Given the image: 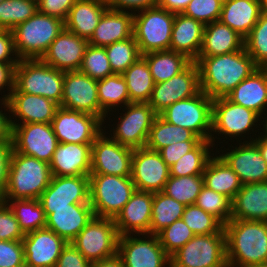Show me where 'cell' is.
Masks as SVG:
<instances>
[{
  "label": "cell",
  "mask_w": 267,
  "mask_h": 267,
  "mask_svg": "<svg viewBox=\"0 0 267 267\" xmlns=\"http://www.w3.org/2000/svg\"><path fill=\"white\" fill-rule=\"evenodd\" d=\"M200 88L212 99L226 97L259 67L243 47L236 52L198 57Z\"/></svg>",
  "instance_id": "obj_1"
},
{
  "label": "cell",
  "mask_w": 267,
  "mask_h": 267,
  "mask_svg": "<svg viewBox=\"0 0 267 267\" xmlns=\"http://www.w3.org/2000/svg\"><path fill=\"white\" fill-rule=\"evenodd\" d=\"M224 231L231 266L267 264V221L231 219Z\"/></svg>",
  "instance_id": "obj_2"
},
{
  "label": "cell",
  "mask_w": 267,
  "mask_h": 267,
  "mask_svg": "<svg viewBox=\"0 0 267 267\" xmlns=\"http://www.w3.org/2000/svg\"><path fill=\"white\" fill-rule=\"evenodd\" d=\"M51 178L48 162L13 151L2 200L39 199Z\"/></svg>",
  "instance_id": "obj_3"
},
{
  "label": "cell",
  "mask_w": 267,
  "mask_h": 267,
  "mask_svg": "<svg viewBox=\"0 0 267 267\" xmlns=\"http://www.w3.org/2000/svg\"><path fill=\"white\" fill-rule=\"evenodd\" d=\"M63 29V20L37 11L12 30L17 57L41 59Z\"/></svg>",
  "instance_id": "obj_4"
},
{
  "label": "cell",
  "mask_w": 267,
  "mask_h": 267,
  "mask_svg": "<svg viewBox=\"0 0 267 267\" xmlns=\"http://www.w3.org/2000/svg\"><path fill=\"white\" fill-rule=\"evenodd\" d=\"M64 71L44 63L41 59H23L15 67L14 89L43 96L57 103L62 101Z\"/></svg>",
  "instance_id": "obj_5"
},
{
  "label": "cell",
  "mask_w": 267,
  "mask_h": 267,
  "mask_svg": "<svg viewBox=\"0 0 267 267\" xmlns=\"http://www.w3.org/2000/svg\"><path fill=\"white\" fill-rule=\"evenodd\" d=\"M135 190L131 176L89 174V203L97 217L115 219Z\"/></svg>",
  "instance_id": "obj_6"
},
{
  "label": "cell",
  "mask_w": 267,
  "mask_h": 267,
  "mask_svg": "<svg viewBox=\"0 0 267 267\" xmlns=\"http://www.w3.org/2000/svg\"><path fill=\"white\" fill-rule=\"evenodd\" d=\"M137 13H133V36L140 54L170 50L175 13L158 6Z\"/></svg>",
  "instance_id": "obj_7"
},
{
  "label": "cell",
  "mask_w": 267,
  "mask_h": 267,
  "mask_svg": "<svg viewBox=\"0 0 267 267\" xmlns=\"http://www.w3.org/2000/svg\"><path fill=\"white\" fill-rule=\"evenodd\" d=\"M212 115L213 99L202 90L191 98L175 102L160 114L168 123L189 129L214 145Z\"/></svg>",
  "instance_id": "obj_8"
},
{
  "label": "cell",
  "mask_w": 267,
  "mask_h": 267,
  "mask_svg": "<svg viewBox=\"0 0 267 267\" xmlns=\"http://www.w3.org/2000/svg\"><path fill=\"white\" fill-rule=\"evenodd\" d=\"M118 240L114 219L94 216L71 243L93 263L117 254Z\"/></svg>",
  "instance_id": "obj_9"
},
{
  "label": "cell",
  "mask_w": 267,
  "mask_h": 267,
  "mask_svg": "<svg viewBox=\"0 0 267 267\" xmlns=\"http://www.w3.org/2000/svg\"><path fill=\"white\" fill-rule=\"evenodd\" d=\"M170 267H215L226 259L225 233L195 235L170 257Z\"/></svg>",
  "instance_id": "obj_10"
},
{
  "label": "cell",
  "mask_w": 267,
  "mask_h": 267,
  "mask_svg": "<svg viewBox=\"0 0 267 267\" xmlns=\"http://www.w3.org/2000/svg\"><path fill=\"white\" fill-rule=\"evenodd\" d=\"M51 125L59 143L93 144L104 131L99 117L60 106Z\"/></svg>",
  "instance_id": "obj_11"
},
{
  "label": "cell",
  "mask_w": 267,
  "mask_h": 267,
  "mask_svg": "<svg viewBox=\"0 0 267 267\" xmlns=\"http://www.w3.org/2000/svg\"><path fill=\"white\" fill-rule=\"evenodd\" d=\"M134 236L133 234L119 236L117 254L125 267L171 266L170 256L161 246L158 235L134 234Z\"/></svg>",
  "instance_id": "obj_12"
},
{
  "label": "cell",
  "mask_w": 267,
  "mask_h": 267,
  "mask_svg": "<svg viewBox=\"0 0 267 267\" xmlns=\"http://www.w3.org/2000/svg\"><path fill=\"white\" fill-rule=\"evenodd\" d=\"M126 110V111H124ZM111 139L130 148H144L157 114L148 103L132 102L122 109Z\"/></svg>",
  "instance_id": "obj_13"
},
{
  "label": "cell",
  "mask_w": 267,
  "mask_h": 267,
  "mask_svg": "<svg viewBox=\"0 0 267 267\" xmlns=\"http://www.w3.org/2000/svg\"><path fill=\"white\" fill-rule=\"evenodd\" d=\"M13 150L50 163L59 144L51 123L11 124Z\"/></svg>",
  "instance_id": "obj_14"
},
{
  "label": "cell",
  "mask_w": 267,
  "mask_h": 267,
  "mask_svg": "<svg viewBox=\"0 0 267 267\" xmlns=\"http://www.w3.org/2000/svg\"><path fill=\"white\" fill-rule=\"evenodd\" d=\"M200 91L199 68L196 62H191L183 71L171 79L155 83L147 103L157 115H160L170 105L191 98Z\"/></svg>",
  "instance_id": "obj_15"
},
{
  "label": "cell",
  "mask_w": 267,
  "mask_h": 267,
  "mask_svg": "<svg viewBox=\"0 0 267 267\" xmlns=\"http://www.w3.org/2000/svg\"><path fill=\"white\" fill-rule=\"evenodd\" d=\"M60 107L99 117L104 123L106 113L100 108L97 80L80 71H65Z\"/></svg>",
  "instance_id": "obj_16"
},
{
  "label": "cell",
  "mask_w": 267,
  "mask_h": 267,
  "mask_svg": "<svg viewBox=\"0 0 267 267\" xmlns=\"http://www.w3.org/2000/svg\"><path fill=\"white\" fill-rule=\"evenodd\" d=\"M105 135L103 131L92 144L90 174L131 176L134 149Z\"/></svg>",
  "instance_id": "obj_17"
},
{
  "label": "cell",
  "mask_w": 267,
  "mask_h": 267,
  "mask_svg": "<svg viewBox=\"0 0 267 267\" xmlns=\"http://www.w3.org/2000/svg\"><path fill=\"white\" fill-rule=\"evenodd\" d=\"M259 115L246 107L235 104L227 97H219L213 99V115H212V132L219 136L227 137H245L243 134L254 133L257 126ZM227 136V137H226Z\"/></svg>",
  "instance_id": "obj_18"
},
{
  "label": "cell",
  "mask_w": 267,
  "mask_h": 267,
  "mask_svg": "<svg viewBox=\"0 0 267 267\" xmlns=\"http://www.w3.org/2000/svg\"><path fill=\"white\" fill-rule=\"evenodd\" d=\"M170 177V167L162 160L158 151L146 147L134 149L131 178L136 190L163 192Z\"/></svg>",
  "instance_id": "obj_19"
},
{
  "label": "cell",
  "mask_w": 267,
  "mask_h": 267,
  "mask_svg": "<svg viewBox=\"0 0 267 267\" xmlns=\"http://www.w3.org/2000/svg\"><path fill=\"white\" fill-rule=\"evenodd\" d=\"M39 201L43 208H71V204L89 203V175L52 176Z\"/></svg>",
  "instance_id": "obj_20"
},
{
  "label": "cell",
  "mask_w": 267,
  "mask_h": 267,
  "mask_svg": "<svg viewBox=\"0 0 267 267\" xmlns=\"http://www.w3.org/2000/svg\"><path fill=\"white\" fill-rule=\"evenodd\" d=\"M220 157L239 176L242 184L267 181V163L254 141L239 140V147L227 149ZM231 150V151H230Z\"/></svg>",
  "instance_id": "obj_21"
},
{
  "label": "cell",
  "mask_w": 267,
  "mask_h": 267,
  "mask_svg": "<svg viewBox=\"0 0 267 267\" xmlns=\"http://www.w3.org/2000/svg\"><path fill=\"white\" fill-rule=\"evenodd\" d=\"M22 243L25 264L30 267H55L62 248L67 244L47 228L26 233Z\"/></svg>",
  "instance_id": "obj_22"
},
{
  "label": "cell",
  "mask_w": 267,
  "mask_h": 267,
  "mask_svg": "<svg viewBox=\"0 0 267 267\" xmlns=\"http://www.w3.org/2000/svg\"><path fill=\"white\" fill-rule=\"evenodd\" d=\"M89 42L67 29L49 45L41 60L61 71H79Z\"/></svg>",
  "instance_id": "obj_23"
},
{
  "label": "cell",
  "mask_w": 267,
  "mask_h": 267,
  "mask_svg": "<svg viewBox=\"0 0 267 267\" xmlns=\"http://www.w3.org/2000/svg\"><path fill=\"white\" fill-rule=\"evenodd\" d=\"M43 210L46 216L45 228L55 232L67 243H70L95 216L90 203L71 204V208Z\"/></svg>",
  "instance_id": "obj_24"
},
{
  "label": "cell",
  "mask_w": 267,
  "mask_h": 267,
  "mask_svg": "<svg viewBox=\"0 0 267 267\" xmlns=\"http://www.w3.org/2000/svg\"><path fill=\"white\" fill-rule=\"evenodd\" d=\"M153 193L135 190L114 219L119 236L150 234Z\"/></svg>",
  "instance_id": "obj_25"
},
{
  "label": "cell",
  "mask_w": 267,
  "mask_h": 267,
  "mask_svg": "<svg viewBox=\"0 0 267 267\" xmlns=\"http://www.w3.org/2000/svg\"><path fill=\"white\" fill-rule=\"evenodd\" d=\"M7 103L9 113L15 117L10 119L11 124H19V121L20 124L51 123L59 107L57 103L43 96L23 92H11Z\"/></svg>",
  "instance_id": "obj_26"
},
{
  "label": "cell",
  "mask_w": 267,
  "mask_h": 267,
  "mask_svg": "<svg viewBox=\"0 0 267 267\" xmlns=\"http://www.w3.org/2000/svg\"><path fill=\"white\" fill-rule=\"evenodd\" d=\"M92 144L59 143L49 163L52 176H82L91 171Z\"/></svg>",
  "instance_id": "obj_27"
},
{
  "label": "cell",
  "mask_w": 267,
  "mask_h": 267,
  "mask_svg": "<svg viewBox=\"0 0 267 267\" xmlns=\"http://www.w3.org/2000/svg\"><path fill=\"white\" fill-rule=\"evenodd\" d=\"M231 219L267 221V181L242 185L232 200Z\"/></svg>",
  "instance_id": "obj_28"
},
{
  "label": "cell",
  "mask_w": 267,
  "mask_h": 267,
  "mask_svg": "<svg viewBox=\"0 0 267 267\" xmlns=\"http://www.w3.org/2000/svg\"><path fill=\"white\" fill-rule=\"evenodd\" d=\"M230 101L256 112L261 119L267 110V68H258L227 96Z\"/></svg>",
  "instance_id": "obj_29"
},
{
  "label": "cell",
  "mask_w": 267,
  "mask_h": 267,
  "mask_svg": "<svg viewBox=\"0 0 267 267\" xmlns=\"http://www.w3.org/2000/svg\"><path fill=\"white\" fill-rule=\"evenodd\" d=\"M205 25L182 13H175L170 50L195 62L202 46Z\"/></svg>",
  "instance_id": "obj_30"
},
{
  "label": "cell",
  "mask_w": 267,
  "mask_h": 267,
  "mask_svg": "<svg viewBox=\"0 0 267 267\" xmlns=\"http://www.w3.org/2000/svg\"><path fill=\"white\" fill-rule=\"evenodd\" d=\"M133 36V13L107 9L88 40L92 46L106 47Z\"/></svg>",
  "instance_id": "obj_31"
},
{
  "label": "cell",
  "mask_w": 267,
  "mask_h": 267,
  "mask_svg": "<svg viewBox=\"0 0 267 267\" xmlns=\"http://www.w3.org/2000/svg\"><path fill=\"white\" fill-rule=\"evenodd\" d=\"M107 9L105 0H76L64 21L65 29L89 40Z\"/></svg>",
  "instance_id": "obj_32"
},
{
  "label": "cell",
  "mask_w": 267,
  "mask_h": 267,
  "mask_svg": "<svg viewBox=\"0 0 267 267\" xmlns=\"http://www.w3.org/2000/svg\"><path fill=\"white\" fill-rule=\"evenodd\" d=\"M260 0H230L222 4L219 21L245 39L260 18Z\"/></svg>",
  "instance_id": "obj_33"
},
{
  "label": "cell",
  "mask_w": 267,
  "mask_h": 267,
  "mask_svg": "<svg viewBox=\"0 0 267 267\" xmlns=\"http://www.w3.org/2000/svg\"><path fill=\"white\" fill-rule=\"evenodd\" d=\"M244 39L221 21L206 24L198 57H212L241 50Z\"/></svg>",
  "instance_id": "obj_34"
},
{
  "label": "cell",
  "mask_w": 267,
  "mask_h": 267,
  "mask_svg": "<svg viewBox=\"0 0 267 267\" xmlns=\"http://www.w3.org/2000/svg\"><path fill=\"white\" fill-rule=\"evenodd\" d=\"M204 186L233 200L241 189L239 176L220 157H211L203 172Z\"/></svg>",
  "instance_id": "obj_35"
},
{
  "label": "cell",
  "mask_w": 267,
  "mask_h": 267,
  "mask_svg": "<svg viewBox=\"0 0 267 267\" xmlns=\"http://www.w3.org/2000/svg\"><path fill=\"white\" fill-rule=\"evenodd\" d=\"M142 56L147 61L154 83L171 79L192 62L185 55L172 50L153 51Z\"/></svg>",
  "instance_id": "obj_36"
},
{
  "label": "cell",
  "mask_w": 267,
  "mask_h": 267,
  "mask_svg": "<svg viewBox=\"0 0 267 267\" xmlns=\"http://www.w3.org/2000/svg\"><path fill=\"white\" fill-rule=\"evenodd\" d=\"M182 141H202V139L191 130L170 124L160 115H157L145 147L149 150L159 151L169 144Z\"/></svg>",
  "instance_id": "obj_37"
},
{
  "label": "cell",
  "mask_w": 267,
  "mask_h": 267,
  "mask_svg": "<svg viewBox=\"0 0 267 267\" xmlns=\"http://www.w3.org/2000/svg\"><path fill=\"white\" fill-rule=\"evenodd\" d=\"M131 102L147 103L154 88V81L147 61L140 56L124 73Z\"/></svg>",
  "instance_id": "obj_38"
},
{
  "label": "cell",
  "mask_w": 267,
  "mask_h": 267,
  "mask_svg": "<svg viewBox=\"0 0 267 267\" xmlns=\"http://www.w3.org/2000/svg\"><path fill=\"white\" fill-rule=\"evenodd\" d=\"M98 98L100 108L107 114L115 107L124 108L132 103L128 93L127 83L122 74H113L104 79L97 80Z\"/></svg>",
  "instance_id": "obj_39"
},
{
  "label": "cell",
  "mask_w": 267,
  "mask_h": 267,
  "mask_svg": "<svg viewBox=\"0 0 267 267\" xmlns=\"http://www.w3.org/2000/svg\"><path fill=\"white\" fill-rule=\"evenodd\" d=\"M185 205L163 192L153 193L150 234L157 235L174 221L182 219Z\"/></svg>",
  "instance_id": "obj_40"
},
{
  "label": "cell",
  "mask_w": 267,
  "mask_h": 267,
  "mask_svg": "<svg viewBox=\"0 0 267 267\" xmlns=\"http://www.w3.org/2000/svg\"><path fill=\"white\" fill-rule=\"evenodd\" d=\"M2 201L8 203L9 207L14 212L19 227L24 234L45 228L46 216L39 199H14Z\"/></svg>",
  "instance_id": "obj_41"
},
{
  "label": "cell",
  "mask_w": 267,
  "mask_h": 267,
  "mask_svg": "<svg viewBox=\"0 0 267 267\" xmlns=\"http://www.w3.org/2000/svg\"><path fill=\"white\" fill-rule=\"evenodd\" d=\"M210 149L214 152L211 141L202 140L193 150L183 155L170 166V176L203 175L205 167L212 157Z\"/></svg>",
  "instance_id": "obj_42"
},
{
  "label": "cell",
  "mask_w": 267,
  "mask_h": 267,
  "mask_svg": "<svg viewBox=\"0 0 267 267\" xmlns=\"http://www.w3.org/2000/svg\"><path fill=\"white\" fill-rule=\"evenodd\" d=\"M203 186V175L170 176L163 193L187 206L195 204Z\"/></svg>",
  "instance_id": "obj_43"
},
{
  "label": "cell",
  "mask_w": 267,
  "mask_h": 267,
  "mask_svg": "<svg viewBox=\"0 0 267 267\" xmlns=\"http://www.w3.org/2000/svg\"><path fill=\"white\" fill-rule=\"evenodd\" d=\"M37 11V0H4L0 3V28L13 30Z\"/></svg>",
  "instance_id": "obj_44"
},
{
  "label": "cell",
  "mask_w": 267,
  "mask_h": 267,
  "mask_svg": "<svg viewBox=\"0 0 267 267\" xmlns=\"http://www.w3.org/2000/svg\"><path fill=\"white\" fill-rule=\"evenodd\" d=\"M113 73H124L140 56L134 36L104 47Z\"/></svg>",
  "instance_id": "obj_45"
},
{
  "label": "cell",
  "mask_w": 267,
  "mask_h": 267,
  "mask_svg": "<svg viewBox=\"0 0 267 267\" xmlns=\"http://www.w3.org/2000/svg\"><path fill=\"white\" fill-rule=\"evenodd\" d=\"M244 48L255 64L267 68V14L261 13L256 25L244 39Z\"/></svg>",
  "instance_id": "obj_46"
},
{
  "label": "cell",
  "mask_w": 267,
  "mask_h": 267,
  "mask_svg": "<svg viewBox=\"0 0 267 267\" xmlns=\"http://www.w3.org/2000/svg\"><path fill=\"white\" fill-rule=\"evenodd\" d=\"M182 219L195 235L225 233L224 225L217 218L195 204L185 206Z\"/></svg>",
  "instance_id": "obj_47"
},
{
  "label": "cell",
  "mask_w": 267,
  "mask_h": 267,
  "mask_svg": "<svg viewBox=\"0 0 267 267\" xmlns=\"http://www.w3.org/2000/svg\"><path fill=\"white\" fill-rule=\"evenodd\" d=\"M195 205L205 212L213 215L223 225L231 220L232 200L225 195L219 194L206 186H203L198 195Z\"/></svg>",
  "instance_id": "obj_48"
},
{
  "label": "cell",
  "mask_w": 267,
  "mask_h": 267,
  "mask_svg": "<svg viewBox=\"0 0 267 267\" xmlns=\"http://www.w3.org/2000/svg\"><path fill=\"white\" fill-rule=\"evenodd\" d=\"M79 71L92 79L101 80L113 75L104 47L88 45Z\"/></svg>",
  "instance_id": "obj_49"
},
{
  "label": "cell",
  "mask_w": 267,
  "mask_h": 267,
  "mask_svg": "<svg viewBox=\"0 0 267 267\" xmlns=\"http://www.w3.org/2000/svg\"><path fill=\"white\" fill-rule=\"evenodd\" d=\"M157 235L161 246L170 257L195 236L183 219L174 221Z\"/></svg>",
  "instance_id": "obj_50"
},
{
  "label": "cell",
  "mask_w": 267,
  "mask_h": 267,
  "mask_svg": "<svg viewBox=\"0 0 267 267\" xmlns=\"http://www.w3.org/2000/svg\"><path fill=\"white\" fill-rule=\"evenodd\" d=\"M222 3L218 0H191L182 14L202 22L204 25L218 21Z\"/></svg>",
  "instance_id": "obj_51"
},
{
  "label": "cell",
  "mask_w": 267,
  "mask_h": 267,
  "mask_svg": "<svg viewBox=\"0 0 267 267\" xmlns=\"http://www.w3.org/2000/svg\"><path fill=\"white\" fill-rule=\"evenodd\" d=\"M25 234L19 227L15 214L8 203L0 202V240L22 241Z\"/></svg>",
  "instance_id": "obj_52"
},
{
  "label": "cell",
  "mask_w": 267,
  "mask_h": 267,
  "mask_svg": "<svg viewBox=\"0 0 267 267\" xmlns=\"http://www.w3.org/2000/svg\"><path fill=\"white\" fill-rule=\"evenodd\" d=\"M24 263L22 241L0 240V267H18Z\"/></svg>",
  "instance_id": "obj_53"
},
{
  "label": "cell",
  "mask_w": 267,
  "mask_h": 267,
  "mask_svg": "<svg viewBox=\"0 0 267 267\" xmlns=\"http://www.w3.org/2000/svg\"><path fill=\"white\" fill-rule=\"evenodd\" d=\"M76 0H37L38 11L63 21Z\"/></svg>",
  "instance_id": "obj_54"
},
{
  "label": "cell",
  "mask_w": 267,
  "mask_h": 267,
  "mask_svg": "<svg viewBox=\"0 0 267 267\" xmlns=\"http://www.w3.org/2000/svg\"><path fill=\"white\" fill-rule=\"evenodd\" d=\"M201 141H182L169 144L161 148L160 153L162 160L170 167L183 155L193 150Z\"/></svg>",
  "instance_id": "obj_55"
},
{
  "label": "cell",
  "mask_w": 267,
  "mask_h": 267,
  "mask_svg": "<svg viewBox=\"0 0 267 267\" xmlns=\"http://www.w3.org/2000/svg\"><path fill=\"white\" fill-rule=\"evenodd\" d=\"M55 267H91V263L68 242L62 248Z\"/></svg>",
  "instance_id": "obj_56"
},
{
  "label": "cell",
  "mask_w": 267,
  "mask_h": 267,
  "mask_svg": "<svg viewBox=\"0 0 267 267\" xmlns=\"http://www.w3.org/2000/svg\"><path fill=\"white\" fill-rule=\"evenodd\" d=\"M12 140L0 142V194L3 195L8 183L9 167L13 153Z\"/></svg>",
  "instance_id": "obj_57"
},
{
  "label": "cell",
  "mask_w": 267,
  "mask_h": 267,
  "mask_svg": "<svg viewBox=\"0 0 267 267\" xmlns=\"http://www.w3.org/2000/svg\"><path fill=\"white\" fill-rule=\"evenodd\" d=\"M13 56V57H12ZM15 56V57H14ZM12 30L0 31V63H19Z\"/></svg>",
  "instance_id": "obj_58"
},
{
  "label": "cell",
  "mask_w": 267,
  "mask_h": 267,
  "mask_svg": "<svg viewBox=\"0 0 267 267\" xmlns=\"http://www.w3.org/2000/svg\"><path fill=\"white\" fill-rule=\"evenodd\" d=\"M158 0H105L109 9L132 13L157 6Z\"/></svg>",
  "instance_id": "obj_59"
},
{
  "label": "cell",
  "mask_w": 267,
  "mask_h": 267,
  "mask_svg": "<svg viewBox=\"0 0 267 267\" xmlns=\"http://www.w3.org/2000/svg\"><path fill=\"white\" fill-rule=\"evenodd\" d=\"M18 63H0V91L4 86L9 92L3 95L2 100L7 101L10 97L11 91L14 89L15 67Z\"/></svg>",
  "instance_id": "obj_60"
},
{
  "label": "cell",
  "mask_w": 267,
  "mask_h": 267,
  "mask_svg": "<svg viewBox=\"0 0 267 267\" xmlns=\"http://www.w3.org/2000/svg\"><path fill=\"white\" fill-rule=\"evenodd\" d=\"M1 100V107L3 105V108L5 109L4 113L2 109H0V142H5L11 139V133H12V126H11V115L7 113L5 114L6 111L10 112L9 106L7 101Z\"/></svg>",
  "instance_id": "obj_61"
},
{
  "label": "cell",
  "mask_w": 267,
  "mask_h": 267,
  "mask_svg": "<svg viewBox=\"0 0 267 267\" xmlns=\"http://www.w3.org/2000/svg\"><path fill=\"white\" fill-rule=\"evenodd\" d=\"M191 0H158L157 6L173 13H182Z\"/></svg>",
  "instance_id": "obj_62"
},
{
  "label": "cell",
  "mask_w": 267,
  "mask_h": 267,
  "mask_svg": "<svg viewBox=\"0 0 267 267\" xmlns=\"http://www.w3.org/2000/svg\"><path fill=\"white\" fill-rule=\"evenodd\" d=\"M91 267H125V266L121 260V257L118 254H115L112 257L91 263Z\"/></svg>",
  "instance_id": "obj_63"
},
{
  "label": "cell",
  "mask_w": 267,
  "mask_h": 267,
  "mask_svg": "<svg viewBox=\"0 0 267 267\" xmlns=\"http://www.w3.org/2000/svg\"><path fill=\"white\" fill-rule=\"evenodd\" d=\"M250 138L251 139H249V137L247 136V139L249 141H254L257 144V146H258V148H259V150H260V152L262 154L263 159L267 163V140H262V139H259L257 137L256 138H254V137L252 138L251 136H250Z\"/></svg>",
  "instance_id": "obj_64"
},
{
  "label": "cell",
  "mask_w": 267,
  "mask_h": 267,
  "mask_svg": "<svg viewBox=\"0 0 267 267\" xmlns=\"http://www.w3.org/2000/svg\"><path fill=\"white\" fill-rule=\"evenodd\" d=\"M266 114L267 113L262 114L264 117L266 116L265 117V122H264V120L262 122L259 121V123H261V125H263V127L261 128L263 132H260V135H257V136H258L259 139H262V140H267V115ZM263 122H264V124H263Z\"/></svg>",
  "instance_id": "obj_65"
},
{
  "label": "cell",
  "mask_w": 267,
  "mask_h": 267,
  "mask_svg": "<svg viewBox=\"0 0 267 267\" xmlns=\"http://www.w3.org/2000/svg\"><path fill=\"white\" fill-rule=\"evenodd\" d=\"M261 2V11L267 14V0H260Z\"/></svg>",
  "instance_id": "obj_66"
},
{
  "label": "cell",
  "mask_w": 267,
  "mask_h": 267,
  "mask_svg": "<svg viewBox=\"0 0 267 267\" xmlns=\"http://www.w3.org/2000/svg\"><path fill=\"white\" fill-rule=\"evenodd\" d=\"M232 267H267V264H265V265H253V266H232Z\"/></svg>",
  "instance_id": "obj_67"
},
{
  "label": "cell",
  "mask_w": 267,
  "mask_h": 267,
  "mask_svg": "<svg viewBox=\"0 0 267 267\" xmlns=\"http://www.w3.org/2000/svg\"><path fill=\"white\" fill-rule=\"evenodd\" d=\"M215 267H232L228 261H226L223 265L215 266Z\"/></svg>",
  "instance_id": "obj_68"
},
{
  "label": "cell",
  "mask_w": 267,
  "mask_h": 267,
  "mask_svg": "<svg viewBox=\"0 0 267 267\" xmlns=\"http://www.w3.org/2000/svg\"><path fill=\"white\" fill-rule=\"evenodd\" d=\"M218 1L221 2L222 4H225V3H227L230 0H218Z\"/></svg>",
  "instance_id": "obj_69"
},
{
  "label": "cell",
  "mask_w": 267,
  "mask_h": 267,
  "mask_svg": "<svg viewBox=\"0 0 267 267\" xmlns=\"http://www.w3.org/2000/svg\"><path fill=\"white\" fill-rule=\"evenodd\" d=\"M18 267H30V266H28L27 264H22V265H20V266H18Z\"/></svg>",
  "instance_id": "obj_70"
}]
</instances>
